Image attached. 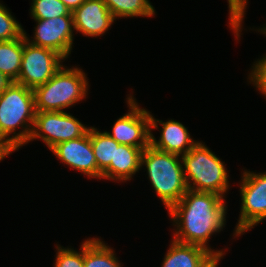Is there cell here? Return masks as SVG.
<instances>
[{"label":"cell","instance_id":"obj_1","mask_svg":"<svg viewBox=\"0 0 266 267\" xmlns=\"http://www.w3.org/2000/svg\"><path fill=\"white\" fill-rule=\"evenodd\" d=\"M224 201L225 198L218 194L188 189L168 210L176 227L173 239L180 243L202 246L219 260L223 258L224 251L212 250L207 241L225 227L227 206Z\"/></svg>","mask_w":266,"mask_h":267},{"label":"cell","instance_id":"obj_2","mask_svg":"<svg viewBox=\"0 0 266 267\" xmlns=\"http://www.w3.org/2000/svg\"><path fill=\"white\" fill-rule=\"evenodd\" d=\"M35 116L33 90L13 82L0 94V141L13 152L28 144Z\"/></svg>","mask_w":266,"mask_h":267},{"label":"cell","instance_id":"obj_3","mask_svg":"<svg viewBox=\"0 0 266 267\" xmlns=\"http://www.w3.org/2000/svg\"><path fill=\"white\" fill-rule=\"evenodd\" d=\"M144 165L153 190L169 210L188 190L180 155L149 145L141 154V168Z\"/></svg>","mask_w":266,"mask_h":267},{"label":"cell","instance_id":"obj_4","mask_svg":"<svg viewBox=\"0 0 266 267\" xmlns=\"http://www.w3.org/2000/svg\"><path fill=\"white\" fill-rule=\"evenodd\" d=\"M202 143L198 141L190 151L181 155L187 187L193 191L225 197L229 189V175L225 164Z\"/></svg>","mask_w":266,"mask_h":267},{"label":"cell","instance_id":"obj_5","mask_svg":"<svg viewBox=\"0 0 266 267\" xmlns=\"http://www.w3.org/2000/svg\"><path fill=\"white\" fill-rule=\"evenodd\" d=\"M87 74L77 67H64L34 92L36 111H64L88 95Z\"/></svg>","mask_w":266,"mask_h":267},{"label":"cell","instance_id":"obj_6","mask_svg":"<svg viewBox=\"0 0 266 267\" xmlns=\"http://www.w3.org/2000/svg\"><path fill=\"white\" fill-rule=\"evenodd\" d=\"M89 128L65 111H36L28 142L41 139L51 150L59 143L84 136Z\"/></svg>","mask_w":266,"mask_h":267},{"label":"cell","instance_id":"obj_7","mask_svg":"<svg viewBox=\"0 0 266 267\" xmlns=\"http://www.w3.org/2000/svg\"><path fill=\"white\" fill-rule=\"evenodd\" d=\"M240 185L241 210L234 235L240 236L266 219V172L245 170Z\"/></svg>","mask_w":266,"mask_h":267},{"label":"cell","instance_id":"obj_8","mask_svg":"<svg viewBox=\"0 0 266 267\" xmlns=\"http://www.w3.org/2000/svg\"><path fill=\"white\" fill-rule=\"evenodd\" d=\"M62 60L65 61L60 54L31 44L23 34V56L20 74L15 82L34 90L54 76L63 65Z\"/></svg>","mask_w":266,"mask_h":267},{"label":"cell","instance_id":"obj_9","mask_svg":"<svg viewBox=\"0 0 266 267\" xmlns=\"http://www.w3.org/2000/svg\"><path fill=\"white\" fill-rule=\"evenodd\" d=\"M132 94L127 97L129 112L117 119L112 133L105 131L117 143L144 150L150 145V111L140 108Z\"/></svg>","mask_w":266,"mask_h":267},{"label":"cell","instance_id":"obj_10","mask_svg":"<svg viewBox=\"0 0 266 267\" xmlns=\"http://www.w3.org/2000/svg\"><path fill=\"white\" fill-rule=\"evenodd\" d=\"M34 21L37 24L33 40L28 38L24 30L27 41L33 45L54 50L64 59L69 58L74 41L73 16H59L44 20L34 19Z\"/></svg>","mask_w":266,"mask_h":267},{"label":"cell","instance_id":"obj_11","mask_svg":"<svg viewBox=\"0 0 266 267\" xmlns=\"http://www.w3.org/2000/svg\"><path fill=\"white\" fill-rule=\"evenodd\" d=\"M50 151L67 166L98 179V167L90 141L89 131L82 137L55 145Z\"/></svg>","mask_w":266,"mask_h":267},{"label":"cell","instance_id":"obj_12","mask_svg":"<svg viewBox=\"0 0 266 267\" xmlns=\"http://www.w3.org/2000/svg\"><path fill=\"white\" fill-rule=\"evenodd\" d=\"M74 30L87 37H101L115 18L102 0H86L72 11Z\"/></svg>","mask_w":266,"mask_h":267},{"label":"cell","instance_id":"obj_13","mask_svg":"<svg viewBox=\"0 0 266 267\" xmlns=\"http://www.w3.org/2000/svg\"><path fill=\"white\" fill-rule=\"evenodd\" d=\"M150 123L151 131L152 128L158 129V124H161L162 127L159 140H157L151 132L150 145L157 150L181 156L190 151L198 142L192 139L187 128L179 121L171 119L163 122L162 120L155 119L150 114Z\"/></svg>","mask_w":266,"mask_h":267},{"label":"cell","instance_id":"obj_14","mask_svg":"<svg viewBox=\"0 0 266 267\" xmlns=\"http://www.w3.org/2000/svg\"><path fill=\"white\" fill-rule=\"evenodd\" d=\"M161 267H217L219 259L206 248L172 239Z\"/></svg>","mask_w":266,"mask_h":267},{"label":"cell","instance_id":"obj_15","mask_svg":"<svg viewBox=\"0 0 266 267\" xmlns=\"http://www.w3.org/2000/svg\"><path fill=\"white\" fill-rule=\"evenodd\" d=\"M142 151L141 148L129 145L115 147L114 164H110L102 174V179L122 182L131 180L141 169Z\"/></svg>","mask_w":266,"mask_h":267},{"label":"cell","instance_id":"obj_16","mask_svg":"<svg viewBox=\"0 0 266 267\" xmlns=\"http://www.w3.org/2000/svg\"><path fill=\"white\" fill-rule=\"evenodd\" d=\"M114 250L98 238L83 241L84 267H122Z\"/></svg>","mask_w":266,"mask_h":267},{"label":"cell","instance_id":"obj_17","mask_svg":"<svg viewBox=\"0 0 266 267\" xmlns=\"http://www.w3.org/2000/svg\"><path fill=\"white\" fill-rule=\"evenodd\" d=\"M90 141L98 167V179L114 164L115 147L120 144L110 137L105 131L100 132L95 127H90Z\"/></svg>","mask_w":266,"mask_h":267},{"label":"cell","instance_id":"obj_18","mask_svg":"<svg viewBox=\"0 0 266 267\" xmlns=\"http://www.w3.org/2000/svg\"><path fill=\"white\" fill-rule=\"evenodd\" d=\"M23 56V35L14 40L0 41V71L14 82L18 79Z\"/></svg>","mask_w":266,"mask_h":267},{"label":"cell","instance_id":"obj_19","mask_svg":"<svg viewBox=\"0 0 266 267\" xmlns=\"http://www.w3.org/2000/svg\"><path fill=\"white\" fill-rule=\"evenodd\" d=\"M115 21L117 18L127 17H152L155 8L149 0H102Z\"/></svg>","mask_w":266,"mask_h":267},{"label":"cell","instance_id":"obj_20","mask_svg":"<svg viewBox=\"0 0 266 267\" xmlns=\"http://www.w3.org/2000/svg\"><path fill=\"white\" fill-rule=\"evenodd\" d=\"M32 19L44 20L59 16H72V12L60 0H32Z\"/></svg>","mask_w":266,"mask_h":267},{"label":"cell","instance_id":"obj_21","mask_svg":"<svg viewBox=\"0 0 266 267\" xmlns=\"http://www.w3.org/2000/svg\"><path fill=\"white\" fill-rule=\"evenodd\" d=\"M24 34L22 25L11 15L10 10L0 3V41H10Z\"/></svg>","mask_w":266,"mask_h":267},{"label":"cell","instance_id":"obj_22","mask_svg":"<svg viewBox=\"0 0 266 267\" xmlns=\"http://www.w3.org/2000/svg\"><path fill=\"white\" fill-rule=\"evenodd\" d=\"M56 259L53 267H84L83 265V242L80 245L81 251H75L73 248H64L56 245Z\"/></svg>","mask_w":266,"mask_h":267},{"label":"cell","instance_id":"obj_23","mask_svg":"<svg viewBox=\"0 0 266 267\" xmlns=\"http://www.w3.org/2000/svg\"><path fill=\"white\" fill-rule=\"evenodd\" d=\"M248 0H228L229 27L236 35V39L241 37L242 21L245 16Z\"/></svg>","mask_w":266,"mask_h":267},{"label":"cell","instance_id":"obj_24","mask_svg":"<svg viewBox=\"0 0 266 267\" xmlns=\"http://www.w3.org/2000/svg\"><path fill=\"white\" fill-rule=\"evenodd\" d=\"M252 70L248 75L249 83H252L256 89L266 97V56L254 62Z\"/></svg>","mask_w":266,"mask_h":267},{"label":"cell","instance_id":"obj_25","mask_svg":"<svg viewBox=\"0 0 266 267\" xmlns=\"http://www.w3.org/2000/svg\"><path fill=\"white\" fill-rule=\"evenodd\" d=\"M14 81L0 71V94L5 91Z\"/></svg>","mask_w":266,"mask_h":267},{"label":"cell","instance_id":"obj_26","mask_svg":"<svg viewBox=\"0 0 266 267\" xmlns=\"http://www.w3.org/2000/svg\"><path fill=\"white\" fill-rule=\"evenodd\" d=\"M71 12L81 6L86 0H60Z\"/></svg>","mask_w":266,"mask_h":267},{"label":"cell","instance_id":"obj_27","mask_svg":"<svg viewBox=\"0 0 266 267\" xmlns=\"http://www.w3.org/2000/svg\"><path fill=\"white\" fill-rule=\"evenodd\" d=\"M13 151L7 146H0V161L9 156Z\"/></svg>","mask_w":266,"mask_h":267},{"label":"cell","instance_id":"obj_28","mask_svg":"<svg viewBox=\"0 0 266 267\" xmlns=\"http://www.w3.org/2000/svg\"><path fill=\"white\" fill-rule=\"evenodd\" d=\"M258 32H260L261 34H265L266 35V26L259 29Z\"/></svg>","mask_w":266,"mask_h":267},{"label":"cell","instance_id":"obj_29","mask_svg":"<svg viewBox=\"0 0 266 267\" xmlns=\"http://www.w3.org/2000/svg\"><path fill=\"white\" fill-rule=\"evenodd\" d=\"M0 146H6L5 144H3L1 141H0Z\"/></svg>","mask_w":266,"mask_h":267}]
</instances>
